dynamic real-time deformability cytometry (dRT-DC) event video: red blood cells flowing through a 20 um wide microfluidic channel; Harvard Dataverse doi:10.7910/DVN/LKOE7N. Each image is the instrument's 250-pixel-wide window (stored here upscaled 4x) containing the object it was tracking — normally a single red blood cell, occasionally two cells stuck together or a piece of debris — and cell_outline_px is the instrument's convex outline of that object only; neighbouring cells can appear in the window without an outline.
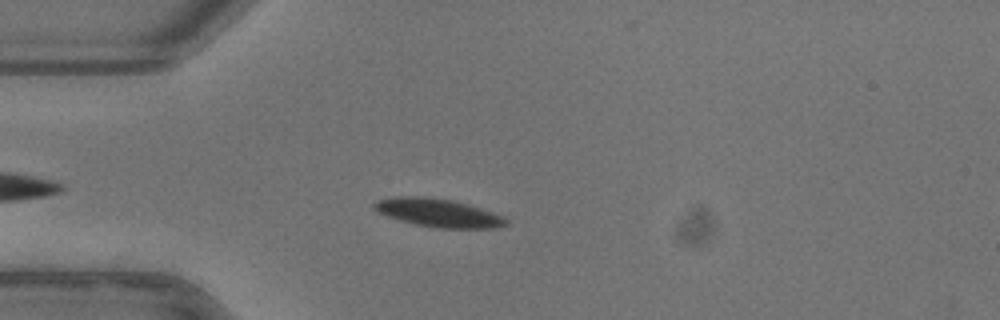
{"species": "common noctule bat (a hibernating species)", "species_latin": "Nyctalus noctula", "temperature_condition": "warm", "stored_images_in_passage": 45, "camera_frame_rate_fps": 3000, "um_per_image_px": 0.085, "animal": {"sex": "female"}, "frame": {"image": 1, "passage_image": 7, "time_ms": 2.0, "image_size_px": [1000, 320], "cell_outline_px": [[508, 224], [496, 228], [436, 228], [416, 224], [400, 220], [376, 212], [372, 208], [372, 204], [380, 200], [396, 196], [416, 196], [452, 200], [468, 204], [504, 216], [508, 220]], "centroid_in_image_um": [37.26, 18.1], "position_along_channel_um": 47.7, "area_um2": 21.62}}
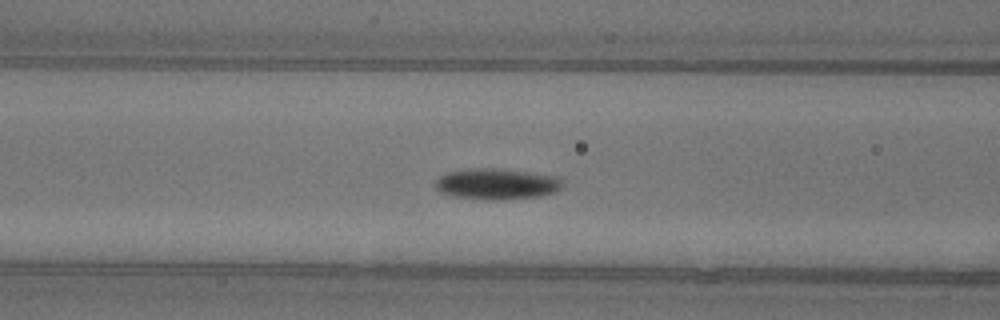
{"frame": {"image": 2, "passage_image": 14, "time_ms": 4.333, "image_size_px": [1000, 320], "cell_outline_px": [[564, 184], [556, 192], [540, 196], [496, 200], [484, 200], [452, 196], [440, 192], [436, 188], [436, 180], [440, 176], [448, 172], [468, 168], [500, 168], [556, 176], [564, 180]], "centroid_in_image_um": [42.23, 15.63], "position_along_channel_um": 124.4, "area_um2": 23.18}}
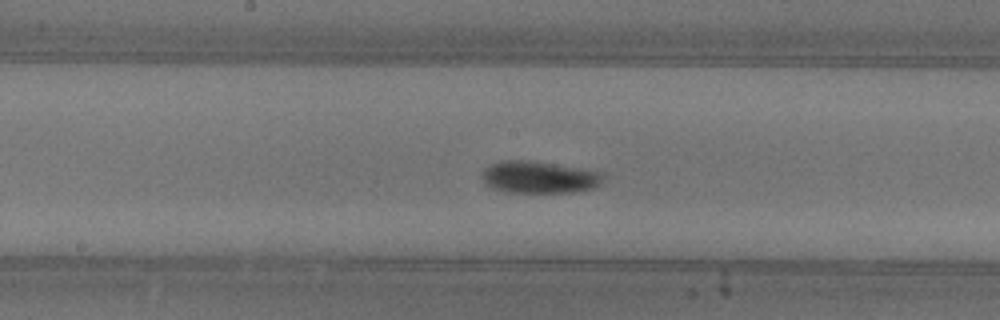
{"frame": {"image": 3, "passage_image": 20, "time_ms": 6.333, "image_size_px": [1000, 320], "cell_outline_px": [[604, 176], [592, 188], [572, 192], [504, 192], [492, 188], [484, 180], [484, 168], [492, 164], [504, 160], [528, 160], [580, 168], [600, 172]], "centroid_in_image_um": [45.79, 15.06], "position_along_channel_um": 202.4, "area_um2": 22.08}, "authors_computed_cell_mechanics": {"area_um2": 21.097, "velocity_mm_per_s": 3.8991, "shape_relaxation_time_tau1_ms": 2.0143, "shape_relaxation_time_tau2_ms": 2.8554, "deformation_change_tau1": 0.1169, "deformation_change_tau2": 0.0539}}